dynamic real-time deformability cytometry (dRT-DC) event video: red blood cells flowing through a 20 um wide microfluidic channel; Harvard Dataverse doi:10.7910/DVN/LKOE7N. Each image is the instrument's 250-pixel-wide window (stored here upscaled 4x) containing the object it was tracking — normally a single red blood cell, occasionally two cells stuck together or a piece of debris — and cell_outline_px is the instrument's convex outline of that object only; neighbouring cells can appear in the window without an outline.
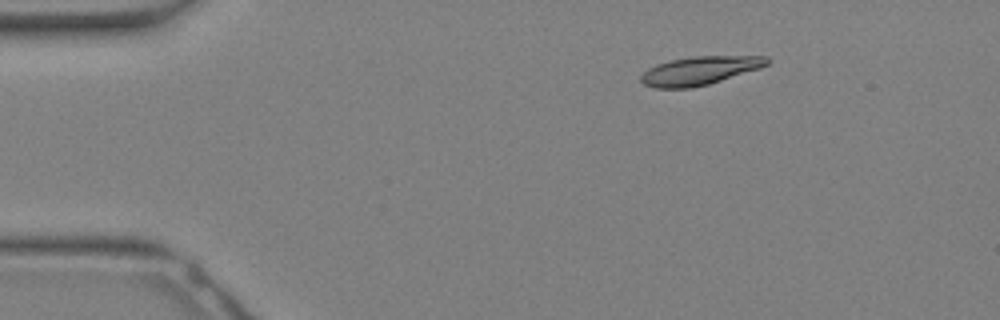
{"species": "Egyptian fruit bat (a non-hibernating species)", "species_latin": "Rousettus aegyptiacus", "temperature_condition": "warm", "stored_images_in_passage": 12, "camera_frame_rate_fps": 3000, "um_per_image_px": 0.085, "animal": {"sex": "female"}, "frame": {"image": 1, "passage_image": 5, "time_ms": 1.333, "image_size_px": [1000, 320], "cell_outline_px": [[772, 60], [768, 64], [760, 68], [708, 84], [692, 88], [656, 88], [644, 84], [640, 80], [640, 76], [648, 68], [656, 64], [672, 60], [696, 56], [768, 56]], "centroid_in_image_um": [59.49, 6.0], "position_along_channel_um": 25.5, "area_um2": 20.81}}
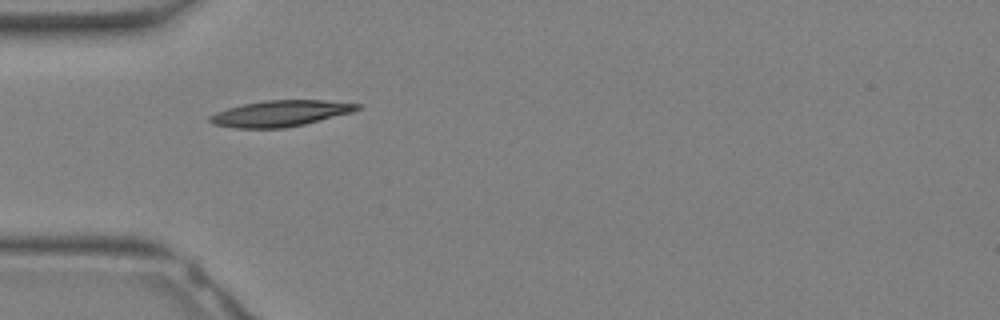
{"frame": {"image": 2, "passage_image": 10, "time_ms": 3.0, "image_size_px": [1000, 320], "cell_outline_px": [[360, 108], [352, 112], [304, 124], [284, 128], [236, 128], [212, 124], [208, 120], [208, 116], [216, 112], [228, 108], [244, 104], [264, 100], [324, 100], [360, 104]], "centroid_in_image_um": [23.79, 9.64], "position_along_channel_um": 61.2, "area_um2": 22.25}}
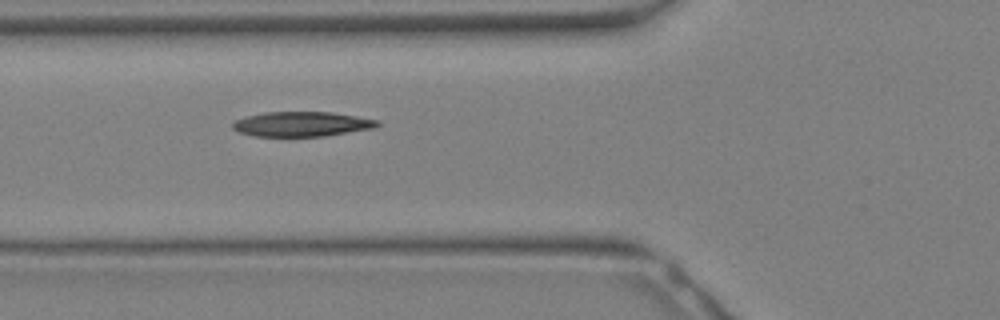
{"frame": {"image": 3, "passage_image": 12, "time_ms": 3.667, "image_size_px": [1000, 320], "cell_outline_px": [[380, 124], [376, 128], [324, 136], [256, 136], [240, 132], [232, 128], [232, 124], [236, 120], [248, 116], [264, 112], [332, 112], [380, 120]], "centroid_in_image_um": [25.7, 10.54], "position_along_channel_um": 100.1, "area_um2": 20.87}}